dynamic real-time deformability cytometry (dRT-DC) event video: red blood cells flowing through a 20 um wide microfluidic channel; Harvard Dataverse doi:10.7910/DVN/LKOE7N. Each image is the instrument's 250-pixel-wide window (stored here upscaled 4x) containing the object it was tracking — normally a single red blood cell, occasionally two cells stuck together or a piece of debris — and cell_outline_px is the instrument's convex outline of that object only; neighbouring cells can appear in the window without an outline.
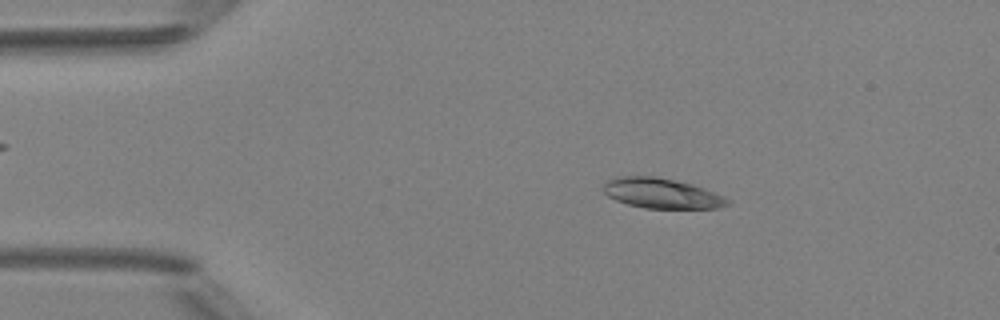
{"species": "Egyptian fruit bat (a non-hibernating species)", "species_latin": "Rousettus aegyptiacus", "temperature_condition": "room temperature", "stored_images_in_passage": 4, "camera_frame_rate_fps": 3000, "um_per_image_px": 0.085, "animal": {"sex": "female"}, "frame": {"image": 1, "passage_image": 2, "time_ms": 1.333, "image_size_px": [1000, 320], "cell_outline_px": [[732, 200], [728, 204], [720, 208], [644, 208], [628, 204], [616, 200], [608, 196], [604, 192], [604, 184], [608, 180], [620, 176], [652, 176], [692, 184], [704, 188], [724, 196]], "centroid_in_image_um": [56.27, 16.44], "position_along_channel_um": 28.7, "area_um2": 21.62}}